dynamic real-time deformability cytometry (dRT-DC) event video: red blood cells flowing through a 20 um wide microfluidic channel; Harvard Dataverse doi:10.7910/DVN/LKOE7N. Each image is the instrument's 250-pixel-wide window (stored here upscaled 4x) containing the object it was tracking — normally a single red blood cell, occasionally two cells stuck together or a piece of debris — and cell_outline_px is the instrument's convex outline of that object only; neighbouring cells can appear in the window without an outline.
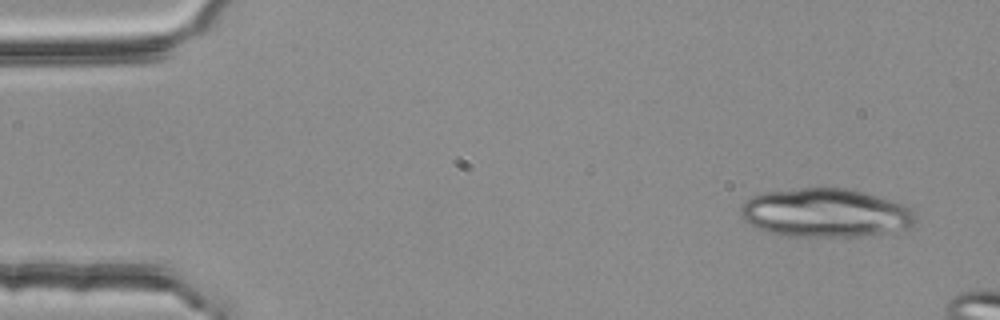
{"species": "common noctule bat (a hibernating species)", "species_latin": "Nyctalus noctula", "temperature_condition": "room temperature", "stored_images_in_passage": 3, "camera_frame_rate_fps": 3000, "um_per_image_px": 0.085, "animal": {"sex": "female", "body_mass_g": 25.1}, "frame": {"image": 1, "passage_image": 1, "time_ms": 0.0, "image_size_px": [1000, 320], "cell_outline_px": [[916, 224], [912, 228], [892, 232], [864, 236], [788, 236], [768, 232], [756, 228], [744, 220], [740, 216], [740, 208], [744, 200], [752, 196], [764, 192], [804, 188], [848, 188], [864, 192], [900, 204], [908, 208], [912, 212], [916, 220]], "centroid_in_image_um": [70.14, 18.11], "position_along_channel_um": 14.9, "area_um2": 49.65}}